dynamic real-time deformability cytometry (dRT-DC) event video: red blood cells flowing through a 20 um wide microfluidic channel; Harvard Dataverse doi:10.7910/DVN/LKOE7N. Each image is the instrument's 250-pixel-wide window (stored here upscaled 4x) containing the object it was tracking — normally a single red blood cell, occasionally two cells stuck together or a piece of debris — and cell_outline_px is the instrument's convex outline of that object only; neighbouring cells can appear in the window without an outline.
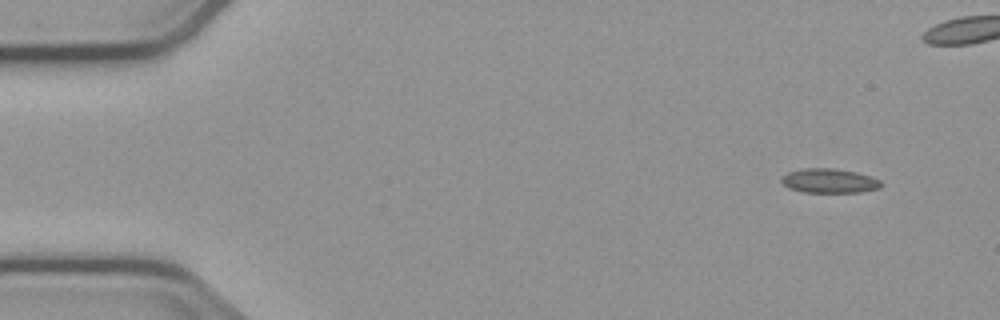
{"species": "common noctule bat (a hibernating species)", "species_latin": "Nyctalus noctula", "temperature_condition": "cold", "stored_images_in_passage": 6, "camera_frame_rate_fps": 3000, "um_per_image_px": 0.085, "animal": {"sex": "male", "body_mass_g": 23.1, "forearm_length_mm": 52.7}, "frame": {"image": 1, "passage_image": 1, "time_ms": 0.0, "image_size_px": [1000, 320], "cell_outline_px": [[880, 188], [860, 192], [804, 192], [788, 188], [780, 180], [780, 176], [788, 172], [804, 168], [836, 168], [856, 172], [872, 176], [880, 180]], "centroid_in_image_um": [70.46, 15.36], "position_along_channel_um": 14.5, "area_um2": 14.22}}
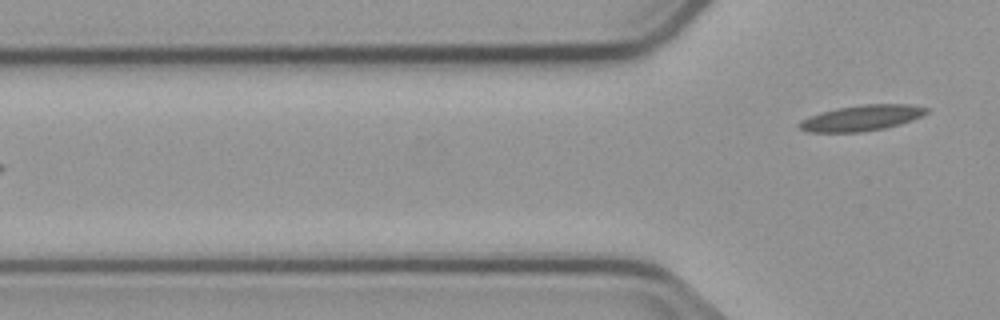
{"frame": {"image": 2, "passage_image": 6, "time_ms": 6.0, "image_size_px": [1000, 320], "cell_outline_px": [[928, 112], [912, 120], [900, 124], [884, 128], [860, 132], [808, 132], [800, 128], [796, 124], [800, 120], [808, 116], [820, 112], [836, 108], [860, 104], [912, 104], [928, 108]], "centroid_in_image_um": [73.2, 10.02], "position_along_channel_um": 52.6, "area_um2": 19.19}}